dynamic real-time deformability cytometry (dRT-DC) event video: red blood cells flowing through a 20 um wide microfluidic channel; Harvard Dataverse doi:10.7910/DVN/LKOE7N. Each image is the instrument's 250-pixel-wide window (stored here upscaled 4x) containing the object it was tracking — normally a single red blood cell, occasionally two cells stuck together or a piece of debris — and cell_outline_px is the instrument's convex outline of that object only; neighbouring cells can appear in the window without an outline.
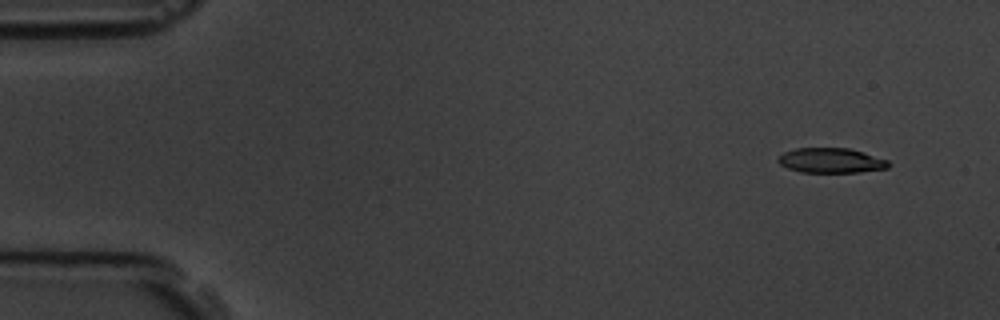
{"species": "common noctule bat (a hibernating species)", "species_latin": "Nyctalus noctula", "temperature_condition": "room temperature", "stored_images_in_passage": 6, "camera_frame_rate_fps": 3000, "um_per_image_px": 0.085, "animal": {"sex": "male", "body_mass_g": 19.5, "forearm_length_mm": 54.6}, "frame": {"image": 1, "passage_image": 1, "time_ms": 0.0, "image_size_px": [1000, 320], "cell_outline_px": [[892, 164], [888, 168], [860, 172], [800, 172], [788, 168], [780, 164], [776, 160], [784, 152], [796, 148], [848, 148], [864, 152], [888, 160]], "centroid_in_image_um": [70.66, 13.64], "position_along_channel_um": 14.3, "area_um2": 16.07}}
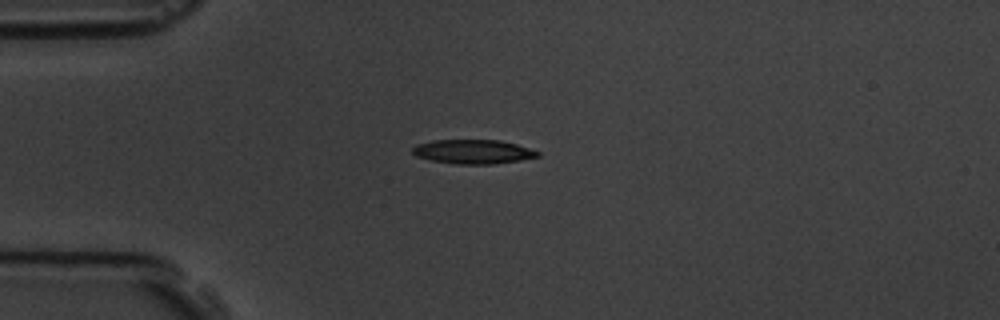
{"frame": {"image": 2, "passage_image": 4, "time_ms": 3.333, "image_size_px": [1000, 320], "cell_outline_px": [[540, 156], [520, 160], [496, 164], [456, 164], [432, 160], [416, 156], [412, 152], [412, 148], [416, 144], [432, 140], [500, 140], [516, 144], [540, 152]], "centroid_in_image_um": [40.21, 12.89], "position_along_channel_um": 44.8, "area_um2": 17.63}}
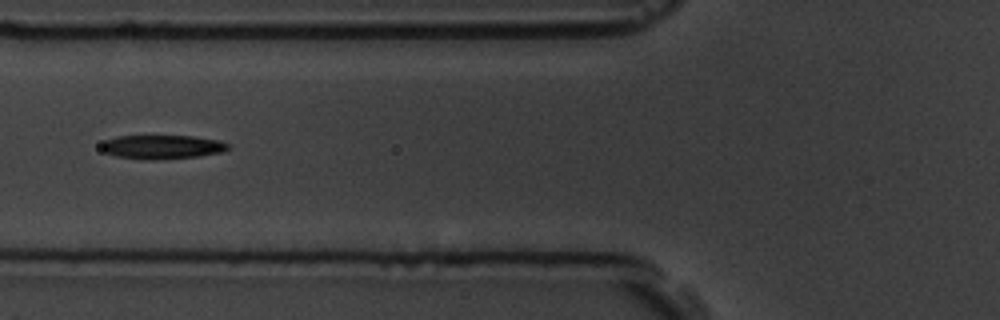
{"frame": {"image": 3, "passage_image": 6, "time_ms": 5.667, "image_size_px": [1000, 320], "cell_outline_px": [[228, 148], [220, 152], [200, 156], [152, 160], [148, 160], [116, 156], [104, 152], [100, 148], [100, 144], [104, 140], [116, 136], [192, 136], [220, 140], [228, 144]], "centroid_in_image_um": [13.72, 12.48], "position_along_channel_um": 112.1, "area_um2": 17.69}}